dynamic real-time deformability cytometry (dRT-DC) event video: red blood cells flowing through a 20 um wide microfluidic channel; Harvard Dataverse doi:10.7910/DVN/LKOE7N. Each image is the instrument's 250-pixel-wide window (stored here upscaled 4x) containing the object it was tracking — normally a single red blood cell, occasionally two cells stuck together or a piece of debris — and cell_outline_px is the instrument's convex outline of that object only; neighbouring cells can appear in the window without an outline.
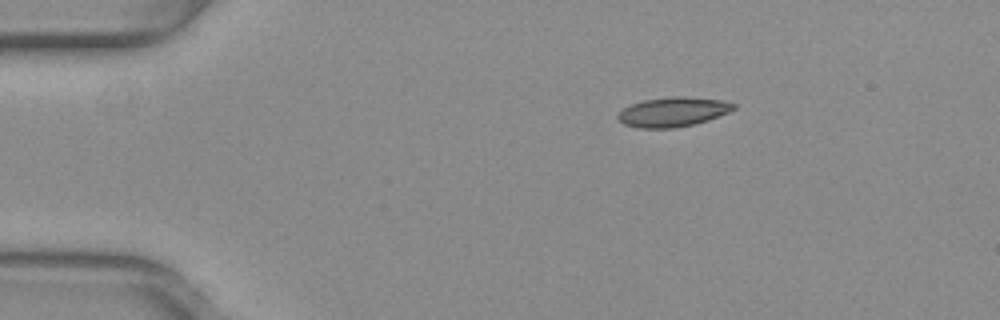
{"species": "common noctule bat (a hibernating species)", "species_latin": "Nyctalus noctula", "temperature_condition": "warm", "stored_images_in_passage": 7, "camera_frame_rate_fps": 3000, "um_per_image_px": 0.085, "animal": {"sex": "female", "body_mass_g": 29.2, "forearm_length_mm": 56.3}, "frame": {"image": 1, "passage_image": 1, "time_ms": 0.0, "image_size_px": [1000, 320], "cell_outline_px": [[736, 108], [728, 112], [708, 120], [692, 124], [672, 128], [640, 128], [624, 124], [616, 116], [624, 108], [632, 104], [644, 100], [672, 96], [684, 96], [720, 100], [736, 104]], "centroid_in_image_um": [57.2, 9.51], "position_along_channel_um": 27.8, "area_um2": 19.65}}